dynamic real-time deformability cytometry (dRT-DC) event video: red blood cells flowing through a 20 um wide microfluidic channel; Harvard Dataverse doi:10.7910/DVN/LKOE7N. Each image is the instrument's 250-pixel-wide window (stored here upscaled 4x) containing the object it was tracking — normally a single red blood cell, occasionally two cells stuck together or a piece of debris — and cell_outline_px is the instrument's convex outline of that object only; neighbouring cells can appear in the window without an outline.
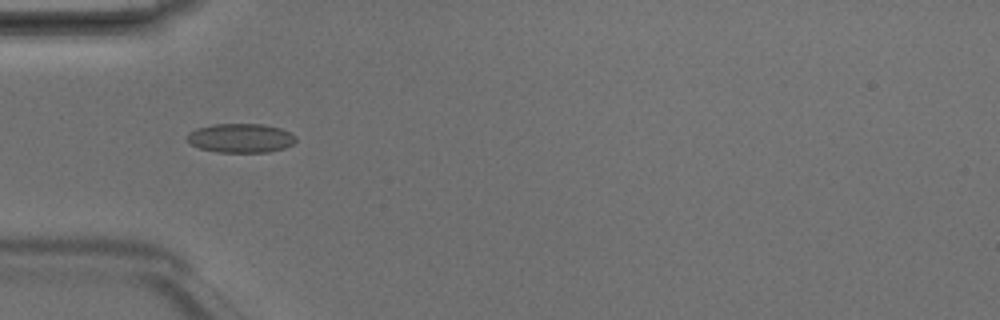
{"species": "Egyptian fruit bat (a non-hibernating species)", "species_latin": "Rousettus aegyptiacus", "temperature_condition": "room temperature", "stored_images_in_passage": 6, "camera_frame_rate_fps": 3000, "um_per_image_px": 0.085, "animal": {"sex": "male"}, "frame": {"image": 1, "passage_image": 5, "time_ms": 1.333, "image_size_px": [1000, 320], "cell_outline_px": [[296, 140], [292, 144], [284, 148], [268, 152], [216, 152], [200, 148], [192, 144], [188, 140], [188, 132], [196, 128], [212, 124], [260, 124], [280, 128], [296, 136]], "centroid_in_image_um": [20.45, 11.73], "position_along_channel_um": 64.6, "area_um2": 18.32}}